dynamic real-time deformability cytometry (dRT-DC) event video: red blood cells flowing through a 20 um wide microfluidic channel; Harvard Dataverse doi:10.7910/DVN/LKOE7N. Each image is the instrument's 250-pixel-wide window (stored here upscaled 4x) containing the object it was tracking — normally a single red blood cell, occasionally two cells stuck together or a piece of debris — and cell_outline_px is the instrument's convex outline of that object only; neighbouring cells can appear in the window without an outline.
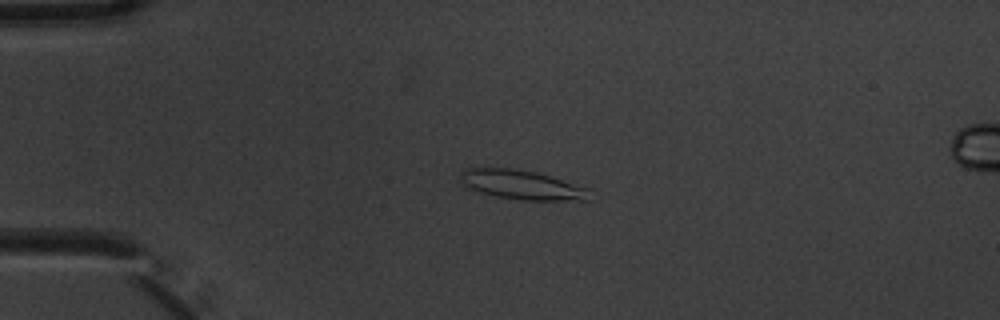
{"species": "common noctule bat (a hibernating species)", "species_latin": "Nyctalus noctula", "temperature_condition": "warm", "stored_images_in_passage": 5, "camera_frame_rate_fps": 3000, "um_per_image_px": 0.085, "animal": {"sex": "male", "body_mass_g": 20.1, "forearm_length_mm": 53.5}, "frame": {"image": 1, "passage_image": 3, "time_ms": 0.667, "image_size_px": [1000, 320], "cell_outline_px": [[588, 200], [524, 200], [496, 196], [476, 192], [464, 188], [460, 180], [460, 172], [464, 168], [508, 168], [536, 172], [588, 188]], "centroid_in_image_um": [44.24, 15.71], "position_along_channel_um": 40.8, "area_um2": 22.02}}